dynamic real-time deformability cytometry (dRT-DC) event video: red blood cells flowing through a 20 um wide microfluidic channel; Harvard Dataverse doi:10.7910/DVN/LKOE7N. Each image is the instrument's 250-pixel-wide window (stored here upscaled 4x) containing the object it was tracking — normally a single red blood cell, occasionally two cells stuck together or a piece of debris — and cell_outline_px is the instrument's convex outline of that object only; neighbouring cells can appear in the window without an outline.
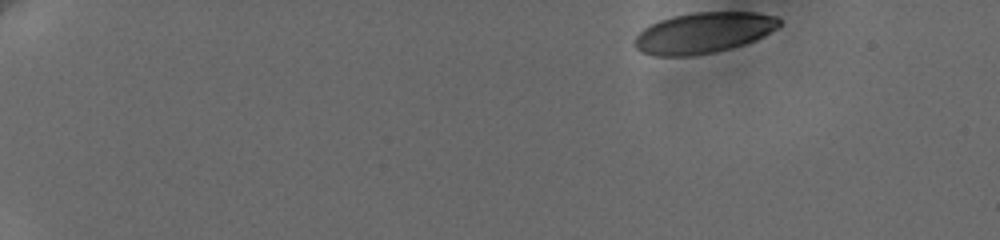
{"species": "human", "species_latin": "Homo sapiens", "temperature_condition": "cold", "stored_images_in_passage": 6, "camera_frame_rate_fps": 3000, "um_per_image_px": 0.085, "donor": {"sex": "female"}, "frame": {"image": 1, "passage_image": 1, "time_ms": 0.0, "image_size_px": [1000, 240], "cell_outline_px": [[780, 24], [776, 28], [756, 40], [744, 44], [712, 52], [688, 56], [656, 56], [640, 52], [632, 44], [632, 40], [644, 28], [660, 20], [672, 16], [692, 12], [756, 12], [776, 16], [780, 20]], "centroid_in_image_um": [59.76, 2.78], "position_along_channel_um": 25.2, "area_um2": 34.33}}
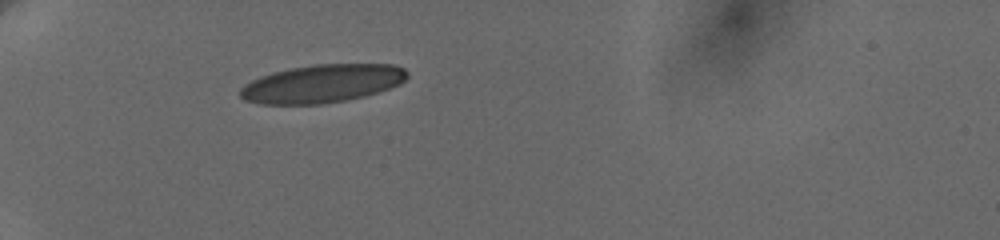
{"frame": {"image": 2, "passage_image": 5, "time_ms": 4.0, "image_size_px": [1000, 240], "cell_outline_px": [[408, 76], [400, 84], [380, 92], [364, 96], [344, 100], [320, 104], [260, 104], [244, 100], [240, 96], [240, 88], [244, 84], [260, 76], [272, 72], [288, 68], [316, 64], [396, 64], [404, 68], [408, 72]], "centroid_in_image_um": [27.39, 7.1], "position_along_channel_um": 57.6, "area_um2": 37.34}}